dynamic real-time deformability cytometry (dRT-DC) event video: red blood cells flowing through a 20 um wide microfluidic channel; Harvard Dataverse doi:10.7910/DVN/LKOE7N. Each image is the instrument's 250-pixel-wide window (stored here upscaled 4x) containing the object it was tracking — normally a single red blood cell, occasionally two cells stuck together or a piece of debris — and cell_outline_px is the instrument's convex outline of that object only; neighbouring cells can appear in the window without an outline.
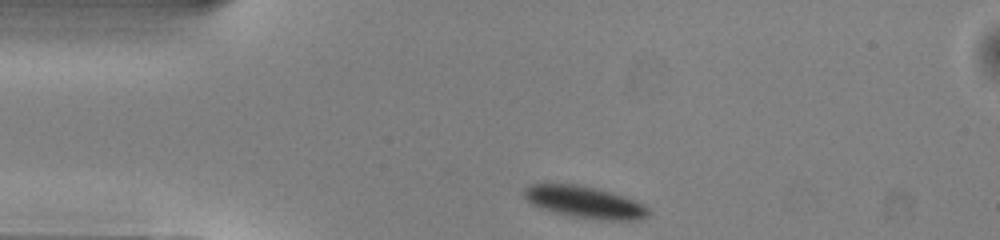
{"species": "common noctule bat (a hibernating species)", "species_latin": "Nyctalus noctula", "temperature_condition": "warm", "stored_images_in_passage": 41, "camera_frame_rate_fps": 3000, "um_per_image_px": 0.085, "animal": {"sex": "male", "body_mass_g": 13.0, "forearm_length_mm": 53.1}, "frame": {"image": 1, "passage_image": 1, "time_ms": 0.0, "image_size_px": [1000, 240], "cell_outline_px": [[652, 212], [648, 216], [640, 220], [600, 220], [576, 216], [556, 212], [540, 208], [532, 204], [524, 196], [524, 188], [532, 184], [576, 184], [608, 192], [632, 200], [648, 208]], "centroid_in_image_um": [49.69, 17.19], "position_along_channel_um": 35.3, "area_um2": 22.48}}
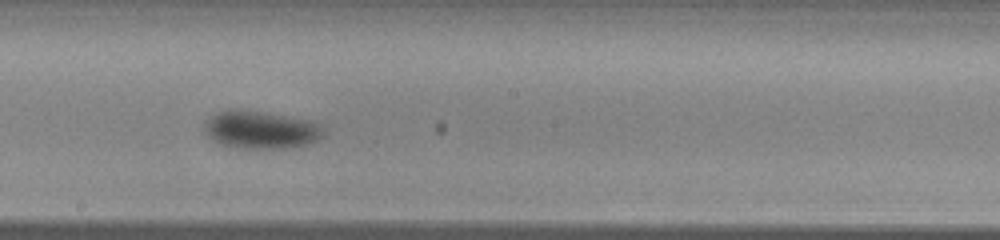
{"frame": {"image": 2, "passage_image": 18, "time_ms": 5.667, "image_size_px": [1000, 240], "cell_outline_px": [[324, 136], [320, 140], [308, 144], [288, 148], [236, 148], [220, 144], [208, 136], [204, 132], [204, 124], [216, 112], [232, 108], [284, 116], [308, 120], [324, 128]], "centroid_in_image_um": [22.16, 11.05], "position_along_channel_um": 226.0, "area_um2": 26.07}}
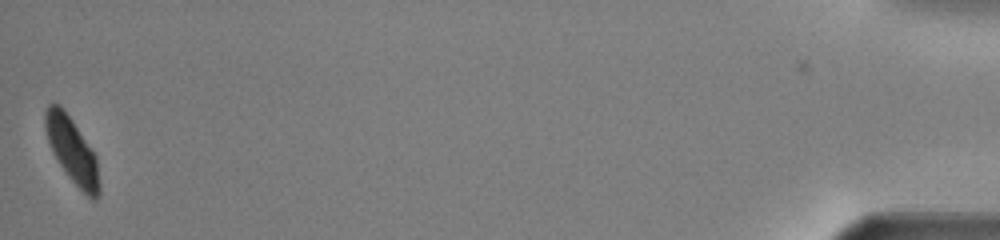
{"frame": {"image": 3, "passage_image": 41, "time_ms": 13.333, "image_size_px": [1000, 240], "cell_outline_px": [[100, 196], [96, 200], [92, 200], [68, 176], [52, 152], [44, 128], [44, 112], [48, 104], [60, 104], [64, 108], [96, 156], [100, 184]], "centroid_in_image_um": [6.12, 12.77], "position_along_channel_um": 429.1, "area_um2": 20.52}, "authors_computed_cell_mechanics": {"area_um2": 24.6228, "velocity_mm_per_s": 3.992, "shape_relaxation_time_tau1_ms": 1.9878, "shape_relaxation_time_tau2_ms": null, "deformation_change_tau1": 0.0824, "deformation_change_tau2": null}}